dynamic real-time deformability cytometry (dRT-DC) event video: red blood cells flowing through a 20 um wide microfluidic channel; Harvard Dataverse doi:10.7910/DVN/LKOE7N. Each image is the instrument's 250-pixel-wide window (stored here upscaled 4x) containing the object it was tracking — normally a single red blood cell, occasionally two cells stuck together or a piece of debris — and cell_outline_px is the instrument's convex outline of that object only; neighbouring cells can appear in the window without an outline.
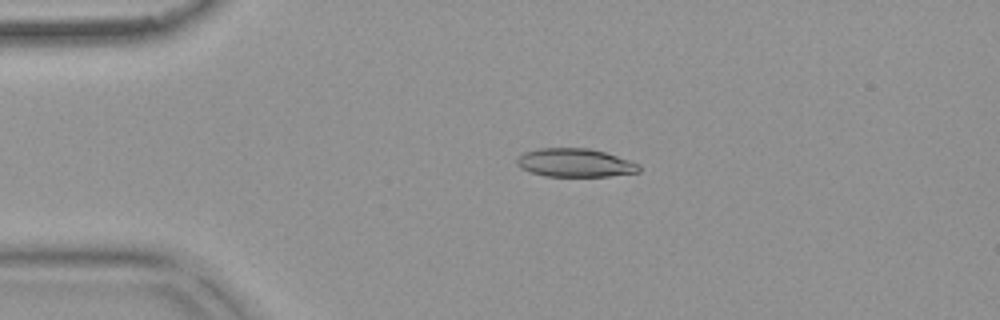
{"species": "common noctule bat (a hibernating species)", "species_latin": "Nyctalus noctula", "temperature_condition": "warm", "stored_images_in_passage": 53, "camera_frame_rate_fps": 3000, "um_per_image_px": 0.085, "animal": {"sex": "female", "body_mass_g": 18.4}, "frame": {"image": 1, "passage_image": 11, "time_ms": 3.333, "image_size_px": [1000, 320], "cell_outline_px": [[640, 168], [636, 172], [604, 176], [552, 176], [536, 172], [524, 168], [524, 156], [532, 152], [552, 148], [576, 148], [600, 152], [612, 156], [632, 164]], "centroid_in_image_um": [48.97, 13.86], "position_along_channel_um": 36.0, "area_um2": 17.8}}
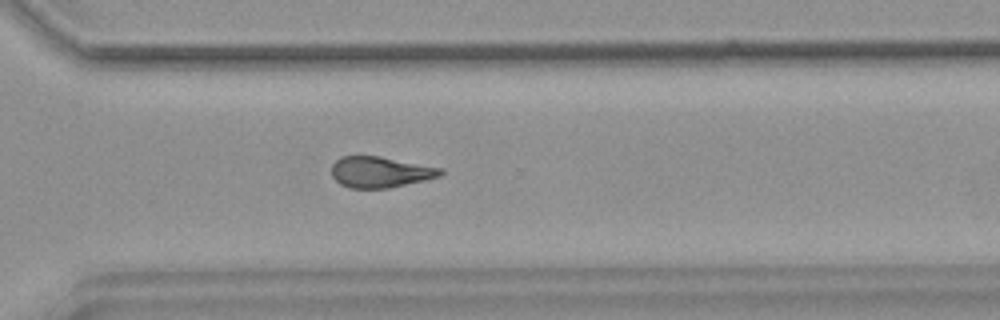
{"frame": {"image": 2, "passage_image": 38, "time_ms": 12.333, "image_size_px": [1000, 320], "cell_outline_px": [[440, 172], [436, 176], [400, 184], [380, 188], [356, 188], [344, 184], [336, 180], [332, 172], [332, 168], [336, 160], [344, 156], [376, 156], [436, 168]], "centroid_in_image_um": [32.16, 14.6], "position_along_channel_um": 338.4, "area_um2": 17.98}}
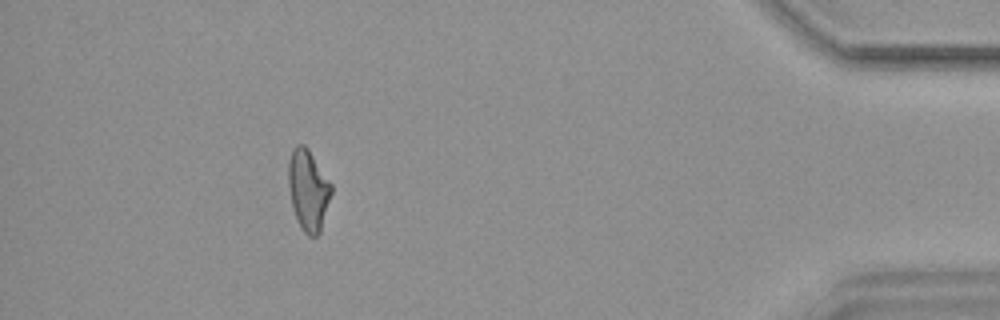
{"frame": {"image": 3, "passage_image": 48, "time_ms": 15.667, "image_size_px": [1000, 320], "cell_outline_px": [[332, 192], [320, 228], [316, 236], [312, 236], [300, 224], [296, 216], [292, 200], [292, 152], [296, 148], [304, 148], [308, 152], [332, 184]], "centroid_in_image_um": [26.29, 16.24], "position_along_channel_um": 408.9, "area_um2": 17.69}, "authors_computed_cell_mechanics": {"area_um2": 17.6868, "velocity_mm_per_s": 3.7676, "shape_relaxation_time_tau1_ms": null, "shape_relaxation_time_tau2_ms": 6.0672, "deformation_change_tau1": null, "deformation_change_tau2": 0.1636}}